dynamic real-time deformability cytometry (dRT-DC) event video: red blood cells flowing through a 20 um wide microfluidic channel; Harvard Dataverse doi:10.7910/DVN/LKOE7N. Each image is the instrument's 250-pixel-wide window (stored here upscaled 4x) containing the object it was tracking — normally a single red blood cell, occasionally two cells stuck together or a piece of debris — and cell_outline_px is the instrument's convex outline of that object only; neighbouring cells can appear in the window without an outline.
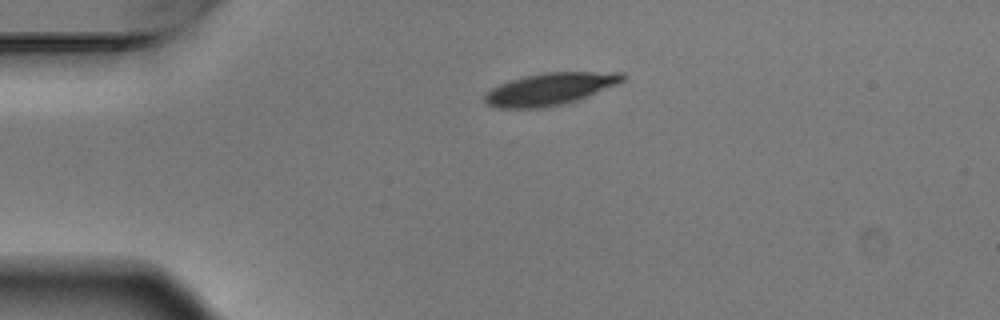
{"species": "Egyptian fruit bat (a non-hibernating species)", "species_latin": "Rousettus aegyptiacus", "temperature_condition": "warm", "stored_images_in_passage": 2, "camera_frame_rate_fps": 3000, "um_per_image_px": 0.085, "animal": {"sex": "male"}, "frame": {"image": 1, "passage_image": 1, "time_ms": 0.0, "image_size_px": [1000, 320], "cell_outline_px": [[624, 80], [616, 84], [576, 100], [560, 104], [536, 108], [496, 108], [484, 104], [484, 96], [492, 88], [500, 84], [524, 76], [544, 72], [624, 72]], "centroid_in_image_um": [46.7, 7.56], "position_along_channel_um": 38.3, "area_um2": 25.43}}